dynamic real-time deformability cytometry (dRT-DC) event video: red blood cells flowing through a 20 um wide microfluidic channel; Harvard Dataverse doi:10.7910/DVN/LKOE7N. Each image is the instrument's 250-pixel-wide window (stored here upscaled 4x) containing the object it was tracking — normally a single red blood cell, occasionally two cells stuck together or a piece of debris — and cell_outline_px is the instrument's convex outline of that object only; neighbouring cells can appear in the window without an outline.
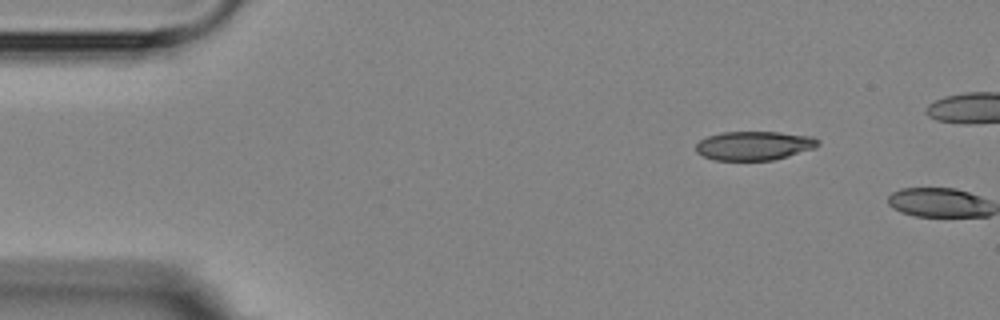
{"species": "Egyptian fruit bat (a non-hibernating species)", "species_latin": "Rousettus aegyptiacus", "temperature_condition": "room temperature", "stored_images_in_passage": 5, "segment_of_instrument_passage": [2, 2], "camera_frame_rate_fps": 3000, "um_per_image_px": 0.085, "animal": {"sex": "female"}, "frame": {"image": 1, "passage_image": 5, "time_ms": 5.333, "image_size_px": [1000, 320], "cell_outline_px": [[820, 144], [816, 148], [788, 156], [772, 160], [712, 160], [696, 152], [696, 144], [700, 140], [708, 136], [724, 132], [780, 132], [812, 136], [820, 140]], "centroid_in_image_um": [64.13, 12.38], "position_along_channel_um": 20.9, "area_um2": 20.69}}